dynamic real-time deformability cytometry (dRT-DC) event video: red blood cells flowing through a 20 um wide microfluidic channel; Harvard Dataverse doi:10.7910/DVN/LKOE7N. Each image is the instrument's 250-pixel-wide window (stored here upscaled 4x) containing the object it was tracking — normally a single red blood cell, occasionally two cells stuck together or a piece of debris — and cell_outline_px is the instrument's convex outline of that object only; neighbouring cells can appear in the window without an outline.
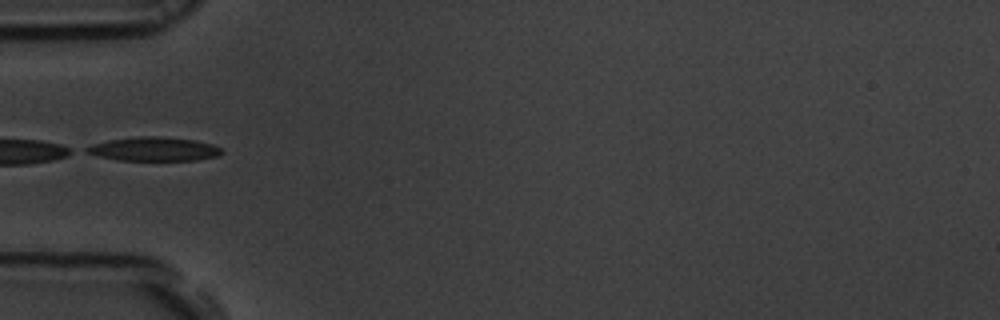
{"species": "common noctule bat (a hibernating species)", "species_latin": "Nyctalus noctula", "temperature_condition": "room temperature", "stored_images_in_passage": 22, "camera_frame_rate_fps": 3000, "um_per_image_px": 0.085, "animal": {"sex": "male", "body_mass_g": 19.5, "forearm_length_mm": 54.6}, "frame": {"image": 1, "passage_image": 1, "time_ms": 0.0, "image_size_px": [1000, 320], "cell_outline_px": [[224, 152], [216, 156], [196, 160], [116, 160], [84, 152], [84, 148], [92, 144], [108, 140], [136, 136], [160, 136], [196, 140], [212, 144], [220, 148]], "centroid_in_image_um": [13.06, 12.66], "position_along_channel_um": 71.9, "area_um2": 18.84}}
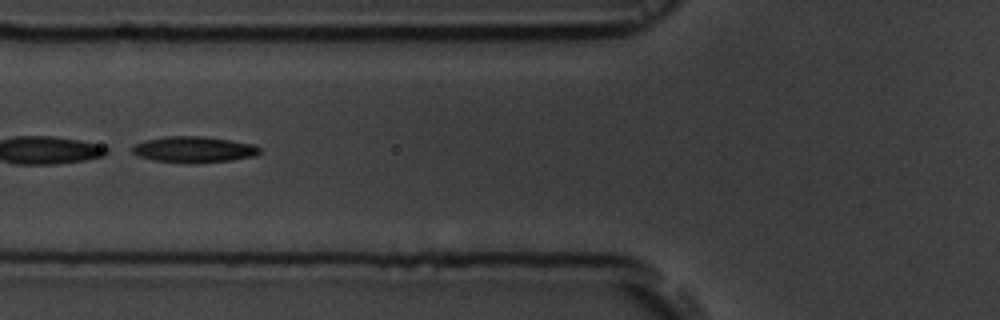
{"frame": {"image": 2, "passage_image": 4, "time_ms": 1.0, "image_size_px": [1000, 320], "cell_outline_px": [[260, 152], [256, 156], [232, 160], [192, 164], [188, 164], [152, 160], [140, 156], [132, 152], [132, 148], [136, 144], [144, 140], [164, 136], [204, 136], [256, 144], [260, 148]], "centroid_in_image_um": [16.5, 12.71], "position_along_channel_um": 109.3, "area_um2": 19.65}}